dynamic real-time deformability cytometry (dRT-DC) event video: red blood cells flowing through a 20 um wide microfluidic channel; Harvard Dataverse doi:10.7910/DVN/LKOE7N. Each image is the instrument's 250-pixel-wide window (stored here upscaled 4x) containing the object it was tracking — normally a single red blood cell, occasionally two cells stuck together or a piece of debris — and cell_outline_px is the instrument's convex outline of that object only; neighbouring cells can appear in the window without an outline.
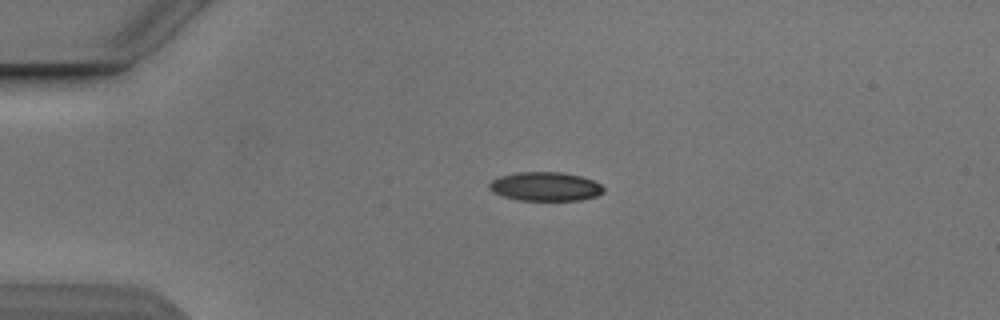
{"species": "Egyptian fruit bat (a non-hibernating species)", "species_latin": "Rousettus aegyptiacus", "temperature_condition": "cold", "stored_images_in_passage": 2, "camera_frame_rate_fps": 3000, "um_per_image_px": 0.085, "animal": {"sex": "male"}, "frame": {"image": 1, "passage_image": 1, "time_ms": 0.0, "image_size_px": [1000, 320], "cell_outline_px": [[604, 192], [596, 196], [580, 200], [520, 200], [504, 196], [492, 192], [488, 184], [492, 180], [500, 176], [516, 172], [564, 172], [580, 176], [592, 180], [600, 184], [604, 188]], "centroid_in_image_um": [46.36, 15.84], "position_along_channel_um": 38.6, "area_um2": 19.19}}